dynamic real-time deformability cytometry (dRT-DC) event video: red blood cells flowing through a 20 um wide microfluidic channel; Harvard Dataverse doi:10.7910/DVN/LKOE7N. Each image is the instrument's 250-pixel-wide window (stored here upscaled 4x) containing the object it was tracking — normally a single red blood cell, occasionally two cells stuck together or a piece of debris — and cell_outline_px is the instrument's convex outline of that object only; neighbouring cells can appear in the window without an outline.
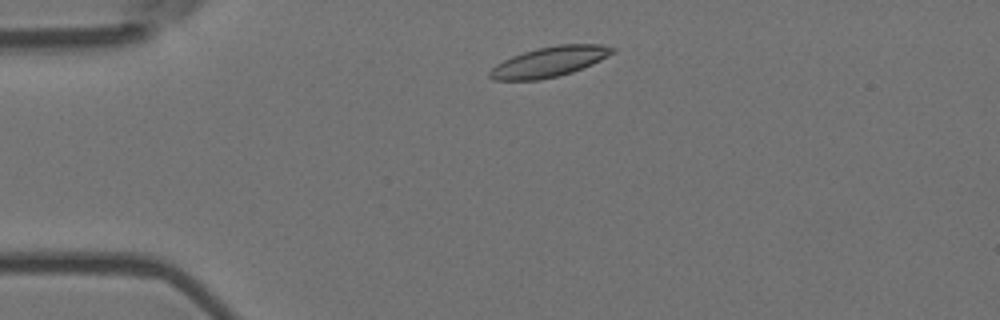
{"species": "Egyptian fruit bat (a non-hibernating species)", "species_latin": "Rousettus aegyptiacus", "temperature_condition": "room temperature", "stored_images_in_passage": 3, "camera_frame_rate_fps": 3000, "um_per_image_px": 0.085, "animal": {"sex": "female"}, "frame": {"image": 1, "passage_image": 2, "time_ms": 0.333, "image_size_px": [1000, 320], "cell_outline_px": [[616, 52], [592, 64], [572, 72], [540, 80], [492, 80], [488, 76], [488, 72], [496, 64], [512, 56], [536, 48], [560, 44], [600, 44], [616, 48]], "centroid_in_image_um": [46.69, 5.25], "position_along_channel_um": 38.3, "area_um2": 21.56}}
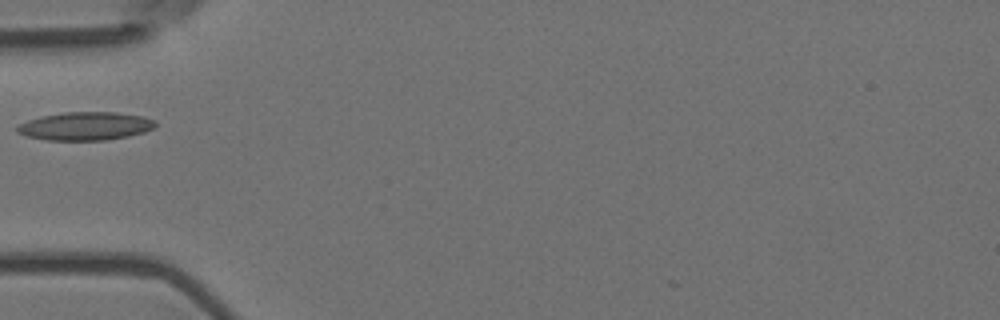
{"frame": {"image": 2, "passage_image": 3, "time_ms": 0.667, "image_size_px": [1000, 320], "cell_outline_px": [[156, 124], [152, 128], [144, 132], [128, 136], [104, 140], [48, 140], [28, 136], [16, 132], [16, 128], [20, 124], [28, 120], [40, 116], [64, 112], [116, 112], [144, 116], [156, 120]], "centroid_in_image_um": [7.27, 10.71], "position_along_channel_um": 77.7, "area_um2": 22.72}}